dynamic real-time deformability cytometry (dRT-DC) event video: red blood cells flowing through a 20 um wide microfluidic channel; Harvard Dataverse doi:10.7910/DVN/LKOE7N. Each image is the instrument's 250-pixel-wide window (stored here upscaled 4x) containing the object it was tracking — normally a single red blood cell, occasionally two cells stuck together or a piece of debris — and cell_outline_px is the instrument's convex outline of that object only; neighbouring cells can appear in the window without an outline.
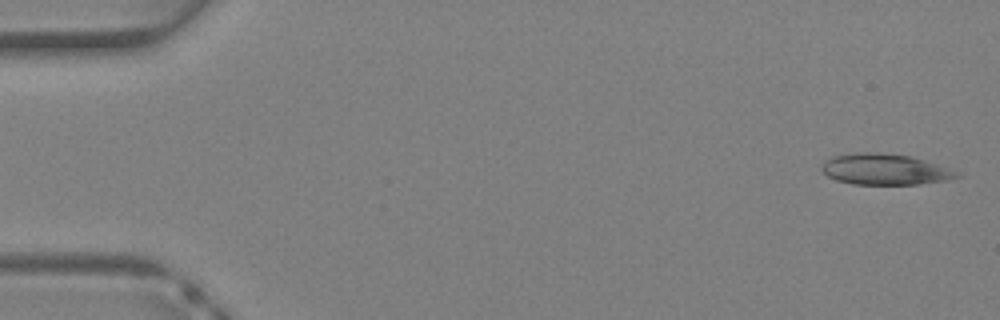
{"species": "Egyptian fruit bat (a non-hibernating species)", "species_latin": "Rousettus aegyptiacus", "temperature_condition": "warm", "stored_images_in_passage": 39, "camera_frame_rate_fps": 3000, "um_per_image_px": 0.085, "animal": {"sex": "female"}, "frame": {"image": 1, "passage_image": 1, "time_ms": 0.0, "image_size_px": [1000, 320], "cell_outline_px": [[960, 176], [948, 180], [920, 184], [852, 184], [836, 180], [828, 176], [820, 168], [824, 160], [832, 156], [856, 152], [880, 152], [908, 156], [924, 160], [960, 172]], "centroid_in_image_um": [75.18, 14.39], "position_along_channel_um": 9.8, "area_um2": 24.39}}
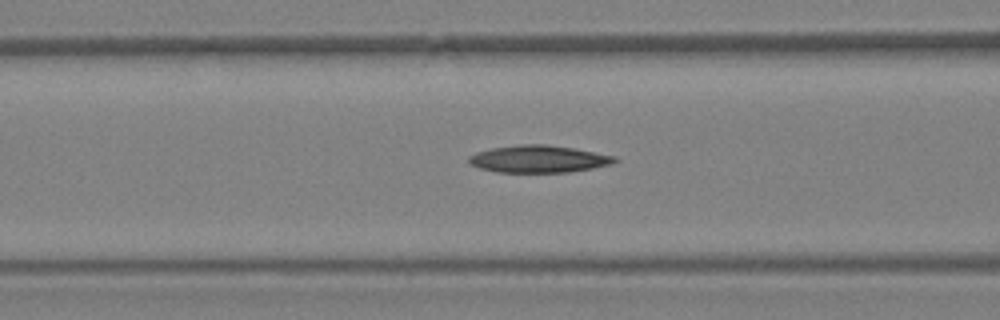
{"frame": {"image": 2, "passage_image": 15, "time_ms": 4.667, "image_size_px": [1000, 320], "cell_outline_px": [[620, 160], [612, 164], [592, 168], [568, 172], [496, 172], [480, 168], [468, 164], [468, 156], [476, 152], [492, 148], [520, 144], [544, 144], [572, 148], [616, 156]], "centroid_in_image_um": [45.77, 13.51], "position_along_channel_um": 120.8, "area_um2": 23.18}}
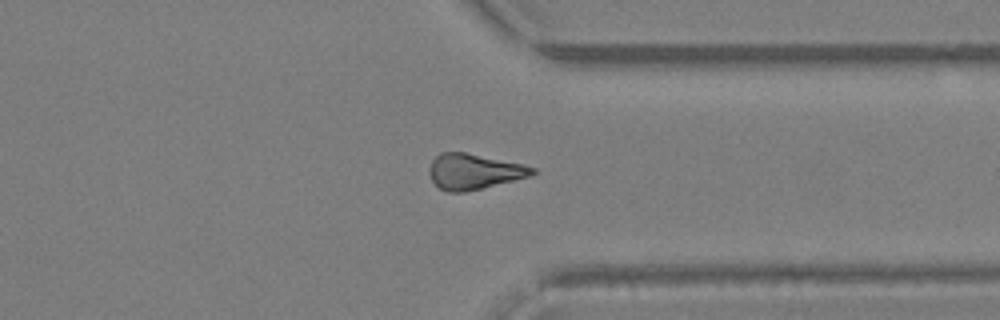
{"frame": {"image": 3, "passage_image": 29, "time_ms": 9.333, "image_size_px": [1000, 320], "cell_outline_px": [[536, 172], [532, 176], [464, 192], [448, 192], [440, 188], [432, 180], [432, 160], [440, 152], [464, 152], [524, 164], [536, 168]], "centroid_in_image_um": [40.35, 14.57], "position_along_channel_um": 371.1, "area_um2": 20.98}}